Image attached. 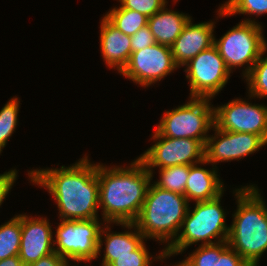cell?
Returning <instances> with one entry per match:
<instances>
[{"label":"cell","mask_w":267,"mask_h":266,"mask_svg":"<svg viewBox=\"0 0 267 266\" xmlns=\"http://www.w3.org/2000/svg\"><path fill=\"white\" fill-rule=\"evenodd\" d=\"M191 98H213L228 83L230 70L215 45L203 50L186 65Z\"/></svg>","instance_id":"10"},{"label":"cell","mask_w":267,"mask_h":266,"mask_svg":"<svg viewBox=\"0 0 267 266\" xmlns=\"http://www.w3.org/2000/svg\"><path fill=\"white\" fill-rule=\"evenodd\" d=\"M21 243V214L0 225V260L18 256Z\"/></svg>","instance_id":"22"},{"label":"cell","mask_w":267,"mask_h":266,"mask_svg":"<svg viewBox=\"0 0 267 266\" xmlns=\"http://www.w3.org/2000/svg\"><path fill=\"white\" fill-rule=\"evenodd\" d=\"M17 173V170L14 169L0 174V206L15 183Z\"/></svg>","instance_id":"30"},{"label":"cell","mask_w":267,"mask_h":266,"mask_svg":"<svg viewBox=\"0 0 267 266\" xmlns=\"http://www.w3.org/2000/svg\"><path fill=\"white\" fill-rule=\"evenodd\" d=\"M182 266H250L242 256L228 246L227 241L201 245L189 257L179 262Z\"/></svg>","instance_id":"18"},{"label":"cell","mask_w":267,"mask_h":266,"mask_svg":"<svg viewBox=\"0 0 267 266\" xmlns=\"http://www.w3.org/2000/svg\"><path fill=\"white\" fill-rule=\"evenodd\" d=\"M121 7L137 11L148 18L167 5V0H119Z\"/></svg>","instance_id":"28"},{"label":"cell","mask_w":267,"mask_h":266,"mask_svg":"<svg viewBox=\"0 0 267 266\" xmlns=\"http://www.w3.org/2000/svg\"><path fill=\"white\" fill-rule=\"evenodd\" d=\"M130 38L132 52L145 49L157 43L148 26L139 29L134 35L130 36Z\"/></svg>","instance_id":"29"},{"label":"cell","mask_w":267,"mask_h":266,"mask_svg":"<svg viewBox=\"0 0 267 266\" xmlns=\"http://www.w3.org/2000/svg\"><path fill=\"white\" fill-rule=\"evenodd\" d=\"M120 225L127 229H135L134 232H112L110 233V227L101 229L98 245V255L102 249V236L105 238V254L102 260V266H109L113 261L117 259V256L131 255V252L135 251L144 241V235L137 229L134 223H120ZM106 231V232H105ZM108 232V233H107ZM102 233V234H101ZM106 236H105V235Z\"/></svg>","instance_id":"17"},{"label":"cell","mask_w":267,"mask_h":266,"mask_svg":"<svg viewBox=\"0 0 267 266\" xmlns=\"http://www.w3.org/2000/svg\"><path fill=\"white\" fill-rule=\"evenodd\" d=\"M234 193L238 205L229 226L228 246L250 266H257L267 250V207L256 186H244Z\"/></svg>","instance_id":"3"},{"label":"cell","mask_w":267,"mask_h":266,"mask_svg":"<svg viewBox=\"0 0 267 266\" xmlns=\"http://www.w3.org/2000/svg\"><path fill=\"white\" fill-rule=\"evenodd\" d=\"M152 138L158 141L138 157L152 174V178V168L162 169L176 165L207 164L205 145L200 140L165 137L156 130Z\"/></svg>","instance_id":"9"},{"label":"cell","mask_w":267,"mask_h":266,"mask_svg":"<svg viewBox=\"0 0 267 266\" xmlns=\"http://www.w3.org/2000/svg\"><path fill=\"white\" fill-rule=\"evenodd\" d=\"M210 100L190 97L184 105L166 111L155 130L161 136L193 138L205 145L207 132L214 126V107L210 106Z\"/></svg>","instance_id":"6"},{"label":"cell","mask_w":267,"mask_h":266,"mask_svg":"<svg viewBox=\"0 0 267 266\" xmlns=\"http://www.w3.org/2000/svg\"><path fill=\"white\" fill-rule=\"evenodd\" d=\"M99 208L106 224L134 223L138 218L152 174L137 158L129 167L97 165Z\"/></svg>","instance_id":"2"},{"label":"cell","mask_w":267,"mask_h":266,"mask_svg":"<svg viewBox=\"0 0 267 266\" xmlns=\"http://www.w3.org/2000/svg\"><path fill=\"white\" fill-rule=\"evenodd\" d=\"M33 184L45 187L56 200L59 219H98L99 181L97 164L87 156L69 167L29 171Z\"/></svg>","instance_id":"1"},{"label":"cell","mask_w":267,"mask_h":266,"mask_svg":"<svg viewBox=\"0 0 267 266\" xmlns=\"http://www.w3.org/2000/svg\"><path fill=\"white\" fill-rule=\"evenodd\" d=\"M190 165H176L160 169V179L154 184L164 190L184 195Z\"/></svg>","instance_id":"23"},{"label":"cell","mask_w":267,"mask_h":266,"mask_svg":"<svg viewBox=\"0 0 267 266\" xmlns=\"http://www.w3.org/2000/svg\"><path fill=\"white\" fill-rule=\"evenodd\" d=\"M151 258L143 242L131 255L117 256L109 266H151Z\"/></svg>","instance_id":"27"},{"label":"cell","mask_w":267,"mask_h":266,"mask_svg":"<svg viewBox=\"0 0 267 266\" xmlns=\"http://www.w3.org/2000/svg\"><path fill=\"white\" fill-rule=\"evenodd\" d=\"M104 17L118 30L128 36L134 35L139 29L147 26L148 17L131 9L121 6L113 8Z\"/></svg>","instance_id":"21"},{"label":"cell","mask_w":267,"mask_h":266,"mask_svg":"<svg viewBox=\"0 0 267 266\" xmlns=\"http://www.w3.org/2000/svg\"><path fill=\"white\" fill-rule=\"evenodd\" d=\"M266 50L267 47L262 51L250 73L245 77L248 82L250 98L267 97V57L262 58Z\"/></svg>","instance_id":"24"},{"label":"cell","mask_w":267,"mask_h":266,"mask_svg":"<svg viewBox=\"0 0 267 266\" xmlns=\"http://www.w3.org/2000/svg\"><path fill=\"white\" fill-rule=\"evenodd\" d=\"M214 136L208 137L205 143V161L218 163L238 160L258 151L267 143L253 133L229 132L216 128Z\"/></svg>","instance_id":"13"},{"label":"cell","mask_w":267,"mask_h":266,"mask_svg":"<svg viewBox=\"0 0 267 266\" xmlns=\"http://www.w3.org/2000/svg\"><path fill=\"white\" fill-rule=\"evenodd\" d=\"M51 228L46 217L33 218L21 214V243L18 256L25 266L54 252Z\"/></svg>","instance_id":"14"},{"label":"cell","mask_w":267,"mask_h":266,"mask_svg":"<svg viewBox=\"0 0 267 266\" xmlns=\"http://www.w3.org/2000/svg\"><path fill=\"white\" fill-rule=\"evenodd\" d=\"M188 206L189 202L184 195L149 184L141 212L134 224L146 239L154 238L162 243L171 240L166 249L181 231Z\"/></svg>","instance_id":"4"},{"label":"cell","mask_w":267,"mask_h":266,"mask_svg":"<svg viewBox=\"0 0 267 266\" xmlns=\"http://www.w3.org/2000/svg\"><path fill=\"white\" fill-rule=\"evenodd\" d=\"M100 224L98 219H62L55 233L54 252L67 261L89 262L98 258L99 237L103 228Z\"/></svg>","instance_id":"8"},{"label":"cell","mask_w":267,"mask_h":266,"mask_svg":"<svg viewBox=\"0 0 267 266\" xmlns=\"http://www.w3.org/2000/svg\"><path fill=\"white\" fill-rule=\"evenodd\" d=\"M68 262L69 261L58 255L56 252H53L28 266H67Z\"/></svg>","instance_id":"31"},{"label":"cell","mask_w":267,"mask_h":266,"mask_svg":"<svg viewBox=\"0 0 267 266\" xmlns=\"http://www.w3.org/2000/svg\"><path fill=\"white\" fill-rule=\"evenodd\" d=\"M218 197L203 202H196L193 211L188 210L183 220L178 237L166 249L162 250L156 259H165L172 255L182 253L193 243L202 242L201 245H211L227 241L229 228L225 224L226 212L222 209L220 199ZM217 239L213 242L211 239Z\"/></svg>","instance_id":"5"},{"label":"cell","mask_w":267,"mask_h":266,"mask_svg":"<svg viewBox=\"0 0 267 266\" xmlns=\"http://www.w3.org/2000/svg\"><path fill=\"white\" fill-rule=\"evenodd\" d=\"M216 168L208 170L198 165H190L189 176L185 186L184 196L188 202H203L212 200L223 194L224 186L218 178Z\"/></svg>","instance_id":"19"},{"label":"cell","mask_w":267,"mask_h":266,"mask_svg":"<svg viewBox=\"0 0 267 266\" xmlns=\"http://www.w3.org/2000/svg\"><path fill=\"white\" fill-rule=\"evenodd\" d=\"M214 126L229 132L253 133L267 143V106L234 99L214 107Z\"/></svg>","instance_id":"12"},{"label":"cell","mask_w":267,"mask_h":266,"mask_svg":"<svg viewBox=\"0 0 267 266\" xmlns=\"http://www.w3.org/2000/svg\"><path fill=\"white\" fill-rule=\"evenodd\" d=\"M100 48L108 67L120 73L126 66L131 51V38L118 30L104 16L100 26Z\"/></svg>","instance_id":"16"},{"label":"cell","mask_w":267,"mask_h":266,"mask_svg":"<svg viewBox=\"0 0 267 266\" xmlns=\"http://www.w3.org/2000/svg\"><path fill=\"white\" fill-rule=\"evenodd\" d=\"M176 68L179 67L173 59L171 47L155 43L145 49L132 52L120 74L134 83L148 87Z\"/></svg>","instance_id":"11"},{"label":"cell","mask_w":267,"mask_h":266,"mask_svg":"<svg viewBox=\"0 0 267 266\" xmlns=\"http://www.w3.org/2000/svg\"><path fill=\"white\" fill-rule=\"evenodd\" d=\"M218 10L219 17L236 13L261 16L267 13V0H228Z\"/></svg>","instance_id":"25"},{"label":"cell","mask_w":267,"mask_h":266,"mask_svg":"<svg viewBox=\"0 0 267 266\" xmlns=\"http://www.w3.org/2000/svg\"><path fill=\"white\" fill-rule=\"evenodd\" d=\"M214 22L193 24L191 19L171 46L173 59L178 67L186 65L203 50L214 45Z\"/></svg>","instance_id":"15"},{"label":"cell","mask_w":267,"mask_h":266,"mask_svg":"<svg viewBox=\"0 0 267 266\" xmlns=\"http://www.w3.org/2000/svg\"><path fill=\"white\" fill-rule=\"evenodd\" d=\"M190 19L187 14L168 10L165 5L148 18L147 26L158 44L171 47Z\"/></svg>","instance_id":"20"},{"label":"cell","mask_w":267,"mask_h":266,"mask_svg":"<svg viewBox=\"0 0 267 266\" xmlns=\"http://www.w3.org/2000/svg\"><path fill=\"white\" fill-rule=\"evenodd\" d=\"M20 101L12 98L0 110V153L16 129Z\"/></svg>","instance_id":"26"},{"label":"cell","mask_w":267,"mask_h":266,"mask_svg":"<svg viewBox=\"0 0 267 266\" xmlns=\"http://www.w3.org/2000/svg\"><path fill=\"white\" fill-rule=\"evenodd\" d=\"M214 45L230 72L235 67L249 65L242 73L245 78L267 47V41L262 35V26L247 19L227 31L219 40L214 39Z\"/></svg>","instance_id":"7"},{"label":"cell","mask_w":267,"mask_h":266,"mask_svg":"<svg viewBox=\"0 0 267 266\" xmlns=\"http://www.w3.org/2000/svg\"><path fill=\"white\" fill-rule=\"evenodd\" d=\"M0 266H25L19 256H12L0 260Z\"/></svg>","instance_id":"32"}]
</instances>
